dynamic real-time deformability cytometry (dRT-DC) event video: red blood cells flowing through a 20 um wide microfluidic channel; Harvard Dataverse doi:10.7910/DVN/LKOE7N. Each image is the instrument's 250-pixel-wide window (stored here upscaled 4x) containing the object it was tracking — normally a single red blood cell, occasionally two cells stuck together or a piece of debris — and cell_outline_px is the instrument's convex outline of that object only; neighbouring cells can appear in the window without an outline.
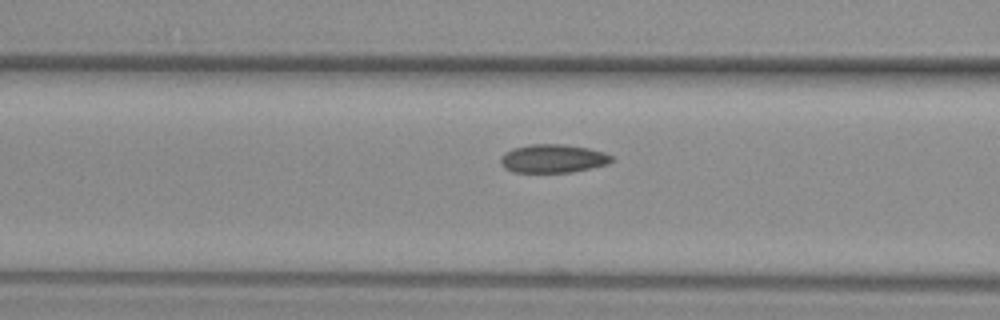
{"species": "common noctule bat (a hibernating species)", "species_latin": "Nyctalus noctula", "temperature_condition": "warm", "stored_images_in_passage": 16, "camera_frame_rate_fps": 3000, "um_per_image_px": 0.085, "animal": {"sex": "female", "body_mass_g": 29.2, "forearm_length_mm": 56.3}, "frame": {"image": 1, "passage_image": 14, "time_ms": 4.333, "image_size_px": [1000, 320], "cell_outline_px": [[616, 160], [608, 164], [592, 168], [572, 172], [512, 172], [504, 168], [500, 164], [500, 156], [504, 152], [512, 148], [528, 144], [564, 144], [588, 148], [604, 152], [612, 156]], "centroid_in_image_um": [46.99, 13.47], "position_along_channel_um": 119.6, "area_um2": 18.73}}